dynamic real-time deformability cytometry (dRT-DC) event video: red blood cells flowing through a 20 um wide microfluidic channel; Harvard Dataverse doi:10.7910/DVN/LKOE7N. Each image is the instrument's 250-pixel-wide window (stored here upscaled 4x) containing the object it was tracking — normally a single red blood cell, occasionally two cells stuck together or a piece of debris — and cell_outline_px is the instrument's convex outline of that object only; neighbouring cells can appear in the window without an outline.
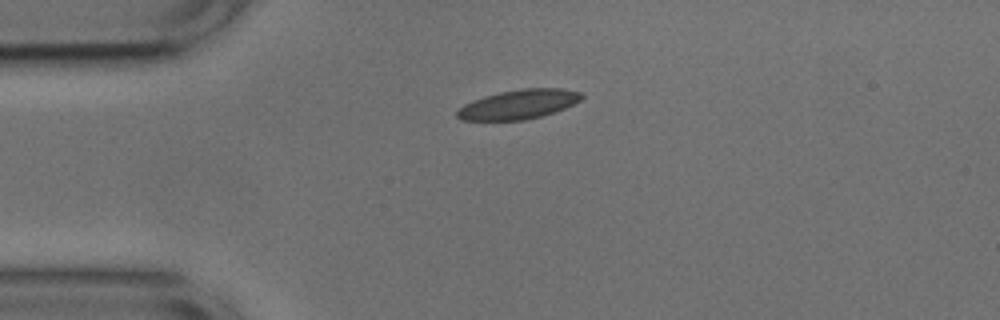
{"species": "common noctule bat (a hibernating species)", "species_latin": "Nyctalus noctula", "temperature_condition": "cold", "stored_images_in_passage": 42, "camera_frame_rate_fps": 3000, "um_per_image_px": 0.085, "animal": {"sex": "male", "body_mass_g": 17.9, "forearm_length_mm": 54.2}, "frame": {"image": 1, "passage_image": 1, "time_ms": 0.0, "image_size_px": [1000, 320], "cell_outline_px": [[584, 96], [580, 100], [564, 108], [540, 116], [524, 120], [460, 120], [456, 116], [456, 112], [464, 104], [472, 100], [484, 96], [500, 92], [520, 88], [560, 88], [580, 92]], "centroid_in_image_um": [44.05, 8.86], "position_along_channel_um": 41.0, "area_um2": 21.15}}
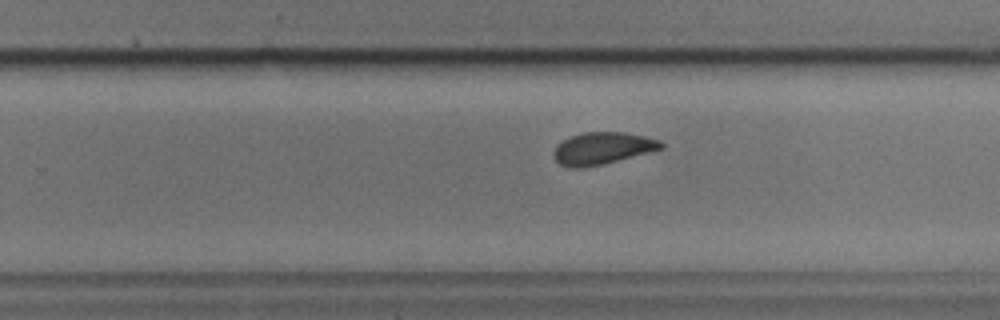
{"frame": {"image": 2, "passage_image": 22, "time_ms": 7.0, "image_size_px": [1000, 320], "cell_outline_px": [[664, 148], [604, 164], [584, 168], [568, 168], [560, 164], [552, 156], [552, 152], [556, 144], [568, 136], [580, 132], [624, 132], [644, 136], [660, 140], [664, 144]], "centroid_in_image_um": [51.15, 12.6], "position_along_channel_um": 278.7, "area_um2": 20.46}}
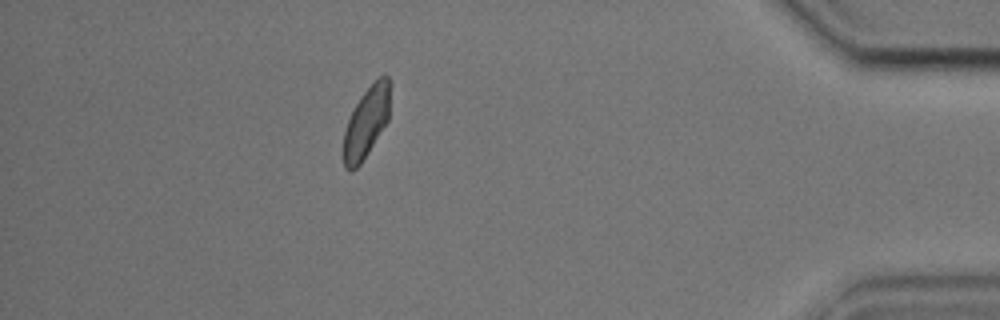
{"frame": {"image": 3, "passage_image": 36, "time_ms": 11.667, "image_size_px": [1000, 320], "cell_outline_px": [[392, 84], [388, 120], [368, 152], [360, 164], [352, 172], [348, 172], [344, 168], [344, 128], [360, 96], [380, 76], [388, 76]], "centroid_in_image_um": [31.16, 10.38], "position_along_channel_um": 404.0, "area_um2": 19.25}, "authors_computed_cell_mechanics": {"area_um2": 20.3456, "velocity_mm_per_s": 3.7075, "shape_relaxation_time_tau1_ms": 9.9255, "shape_relaxation_time_tau2_ms": 2.0, "deformation_change_tau1": 0.1676, "deformation_change_tau2": 0.0689}}